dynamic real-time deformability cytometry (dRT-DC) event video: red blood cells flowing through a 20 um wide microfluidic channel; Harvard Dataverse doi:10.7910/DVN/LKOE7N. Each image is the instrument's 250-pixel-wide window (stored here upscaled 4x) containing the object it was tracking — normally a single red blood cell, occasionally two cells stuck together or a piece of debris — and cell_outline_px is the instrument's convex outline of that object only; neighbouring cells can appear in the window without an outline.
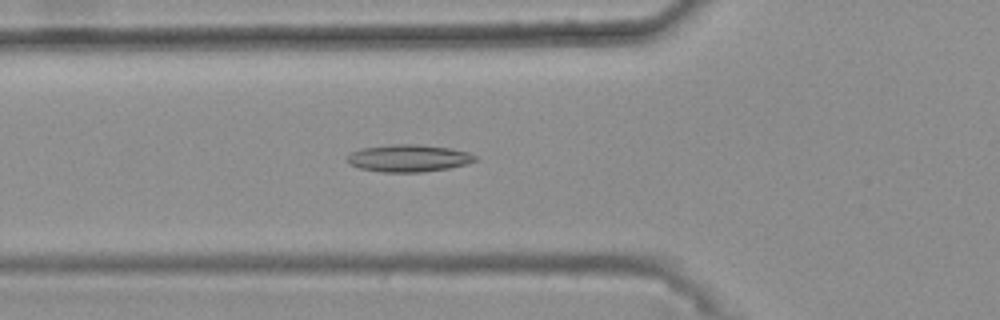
{"species": "common noctule bat (a hibernating species)", "species_latin": "Nyctalus noctula", "temperature_condition": "warm", "stored_images_in_passage": 47, "camera_frame_rate_fps": 3000, "um_per_image_px": 0.085, "animal": {"sex": "female", "body_mass_g": 25.1}, "frame": {"image": 1, "passage_image": 19, "time_ms": 6.0, "image_size_px": [1000, 320], "cell_outline_px": [[476, 160], [468, 164], [448, 168], [420, 172], [380, 172], [360, 168], [348, 164], [348, 156], [352, 152], [360, 148], [392, 144], [416, 144], [452, 148], [468, 152], [476, 156]], "centroid_in_image_um": [34.73, 13.44], "position_along_channel_um": 91.1, "area_um2": 20.35}}
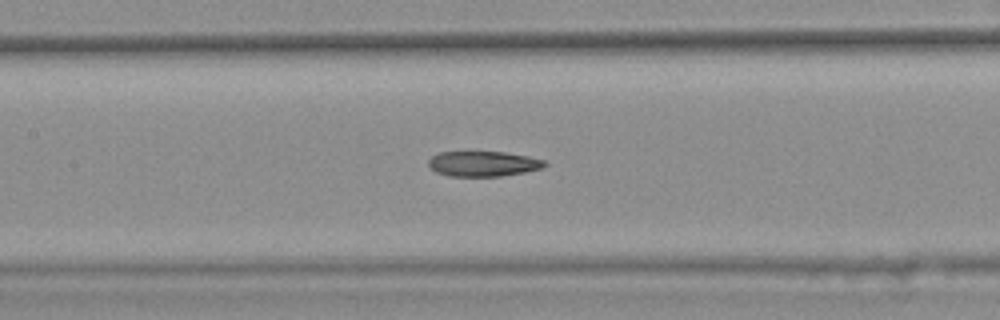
{"frame": {"image": 2, "passage_image": 25, "time_ms": 8.0, "image_size_px": [1000, 320], "cell_outline_px": [[548, 164], [540, 168], [524, 172], [500, 176], [448, 176], [436, 172], [428, 164], [428, 160], [432, 156], [440, 152], [504, 152], [528, 156], [544, 160]], "centroid_in_image_um": [41.06, 13.92], "position_along_channel_um": 166.3, "area_um2": 16.94}}
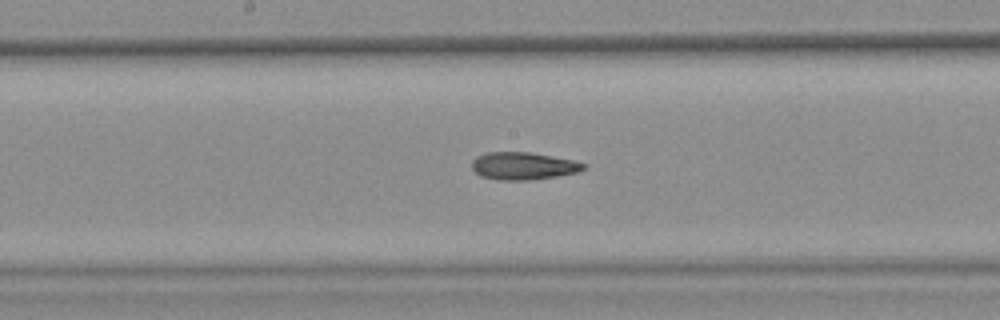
{"frame": {"image": 3, "passage_image": 28, "time_ms": 9.0, "image_size_px": [1000, 320], "cell_outline_px": [[588, 164], [584, 168], [576, 172], [556, 176], [532, 180], [496, 180], [480, 176], [472, 168], [472, 160], [476, 156], [484, 152], [528, 152], [572, 160]], "centroid_in_image_um": [44.42, 14.1], "position_along_channel_um": 203.8, "area_um2": 17.86}, "authors_computed_cell_mechanics": {"area_um2": 18.6116, "velocity_mm_per_s": 3.7514, "shape_relaxation_time_tau1_ms": null, "shape_relaxation_time_tau2_ms": 5.3869, "deformation_change_tau1": null, "deformation_change_tau2": 0.1474}}